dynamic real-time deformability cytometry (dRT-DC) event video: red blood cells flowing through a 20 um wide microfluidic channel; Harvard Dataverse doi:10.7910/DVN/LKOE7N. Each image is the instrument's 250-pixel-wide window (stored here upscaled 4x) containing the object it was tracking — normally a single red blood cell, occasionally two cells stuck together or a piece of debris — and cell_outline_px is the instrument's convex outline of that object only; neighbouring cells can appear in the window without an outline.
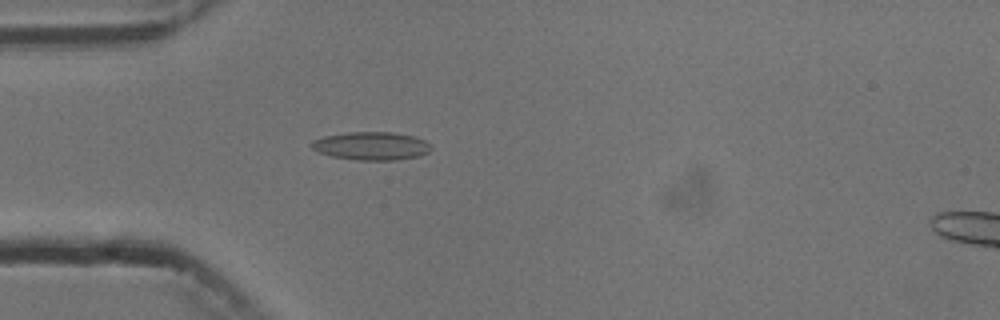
{"species": "common noctule bat (a hibernating species)", "species_latin": "Nyctalus noctula", "temperature_condition": "cold", "stored_images_in_passage": 6, "camera_frame_rate_fps": 3000, "um_per_image_px": 0.085, "animal": {"sex": "male", "body_mass_g": 13.3}, "frame": {"image": 1, "passage_image": 5, "time_ms": 4.667, "image_size_px": [1000, 320], "cell_outline_px": [[432, 148], [428, 152], [420, 156], [396, 160], [356, 160], [332, 156], [316, 152], [308, 144], [312, 140], [324, 136], [348, 132], [392, 132], [416, 136], [424, 140]], "centroid_in_image_um": [31.53, 12.4], "position_along_channel_um": 53.5, "area_um2": 19.83}}